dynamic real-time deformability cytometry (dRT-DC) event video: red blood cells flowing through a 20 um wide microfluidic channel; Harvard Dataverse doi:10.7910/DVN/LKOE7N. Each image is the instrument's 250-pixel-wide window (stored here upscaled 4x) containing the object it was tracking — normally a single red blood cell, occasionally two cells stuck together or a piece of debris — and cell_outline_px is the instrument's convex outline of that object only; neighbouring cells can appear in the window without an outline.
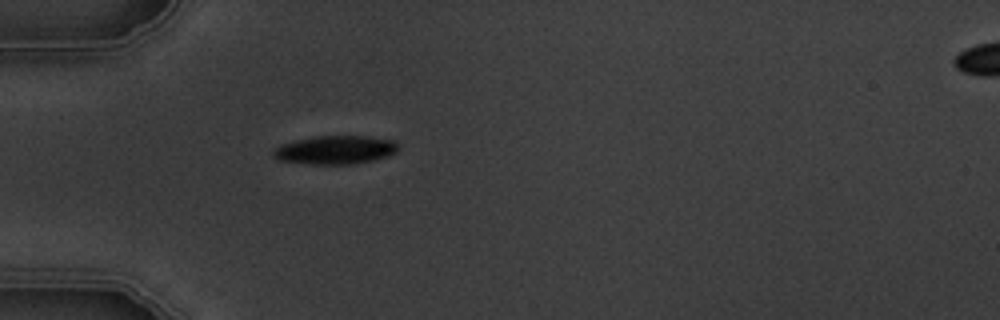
{"species": "common noctule bat (a hibernating species)", "species_latin": "Nyctalus noctula", "temperature_condition": "warm", "stored_images_in_passage": 1, "camera_frame_rate_fps": 3000, "um_per_image_px": 0.085, "animal": {"sex": "male", "body_mass_g": 19.5, "forearm_length_mm": 54.6}, "frame": {"image": 1, "passage_image": 1, "time_ms": 0.0, "image_size_px": [1000, 320], "cell_outline_px": [[400, 148], [396, 152], [388, 156], [376, 160], [352, 164], [308, 164], [280, 160], [272, 156], [272, 152], [276, 148], [284, 144], [296, 140], [312, 136], [364, 136], [392, 140]], "centroid_in_image_um": [28.52, 12.75], "position_along_channel_um": 56.5, "area_um2": 20.69}}